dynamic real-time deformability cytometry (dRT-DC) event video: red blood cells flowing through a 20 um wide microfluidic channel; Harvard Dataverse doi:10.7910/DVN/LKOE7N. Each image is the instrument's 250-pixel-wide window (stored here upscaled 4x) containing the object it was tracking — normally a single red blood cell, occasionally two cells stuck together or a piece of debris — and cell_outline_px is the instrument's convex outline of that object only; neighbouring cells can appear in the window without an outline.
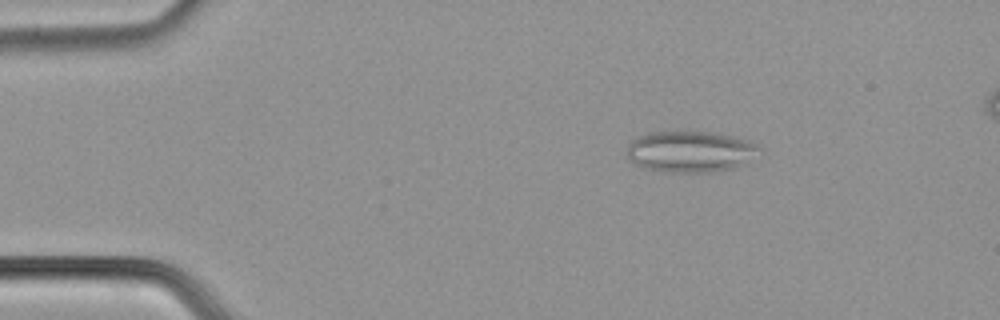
{"species": "common noctule bat (a hibernating species)", "species_latin": "Nyctalus noctula", "temperature_condition": "cold", "stored_images_in_passage": 51, "camera_frame_rate_fps": 3000, "um_per_image_px": 0.085, "animal": {"sex": "male", "body_mass_g": 21.5, "forearm_length_mm": 52.0}, "frame": {"image": 1, "passage_image": 6, "time_ms": 1.667, "image_size_px": [1000, 320], "cell_outline_px": [[764, 152], [744, 164], [732, 168], [712, 172], [668, 172], [648, 168], [632, 164], [628, 160], [628, 144], [636, 136], [648, 132], [712, 132], [732, 136], [748, 140], [764, 148]], "centroid_in_image_um": [58.72, 12.88], "position_along_channel_um": 26.3, "area_um2": 32.19}}
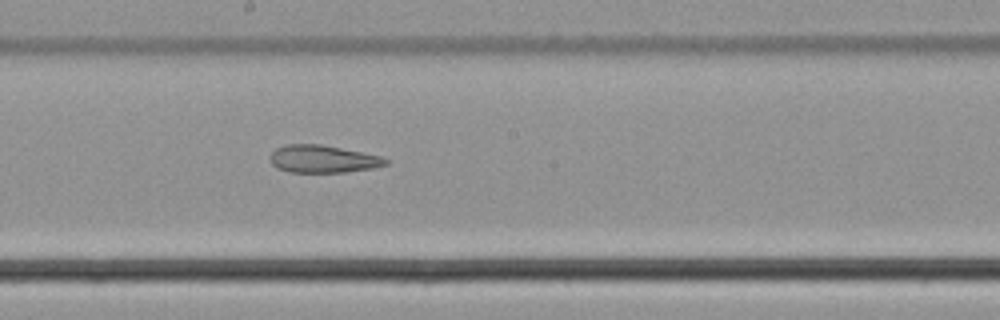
{"frame": {"image": 2, "passage_image": 27, "time_ms": 8.667, "image_size_px": [1000, 320], "cell_outline_px": [[388, 164], [372, 168], [344, 172], [288, 172], [276, 168], [272, 164], [268, 156], [276, 148], [288, 144], [320, 144], [380, 156], [388, 160]], "centroid_in_image_um": [27.39, 13.52], "position_along_channel_um": 220.8, "area_um2": 18.44}}
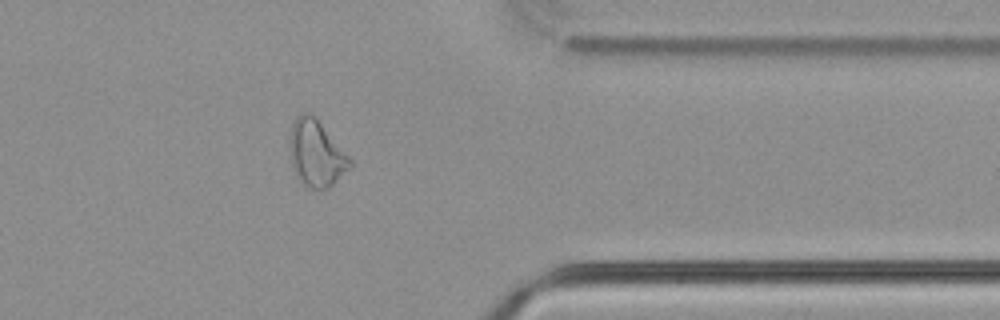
{"frame": {"image": 3, "passage_image": 41, "time_ms": 13.333, "image_size_px": [1000, 320], "cell_outline_px": [[352, 164], [332, 184], [324, 188], [308, 188], [300, 184], [292, 168], [288, 144], [292, 124], [296, 116], [304, 112], [312, 112], [316, 116], [352, 160]], "centroid_in_image_um": [26.82, 13.0], "position_along_channel_um": 384.6, "area_um2": 23.47}, "authors_computed_cell_mechanics": {"area_um2": 23.9292, "velocity_mm_per_s": 3.7808, "shape_relaxation_time_tau1_ms": null, "shape_relaxation_time_tau2_ms": 3.9987, "deformation_change_tau1": null, "deformation_change_tau2": 0.1285}}